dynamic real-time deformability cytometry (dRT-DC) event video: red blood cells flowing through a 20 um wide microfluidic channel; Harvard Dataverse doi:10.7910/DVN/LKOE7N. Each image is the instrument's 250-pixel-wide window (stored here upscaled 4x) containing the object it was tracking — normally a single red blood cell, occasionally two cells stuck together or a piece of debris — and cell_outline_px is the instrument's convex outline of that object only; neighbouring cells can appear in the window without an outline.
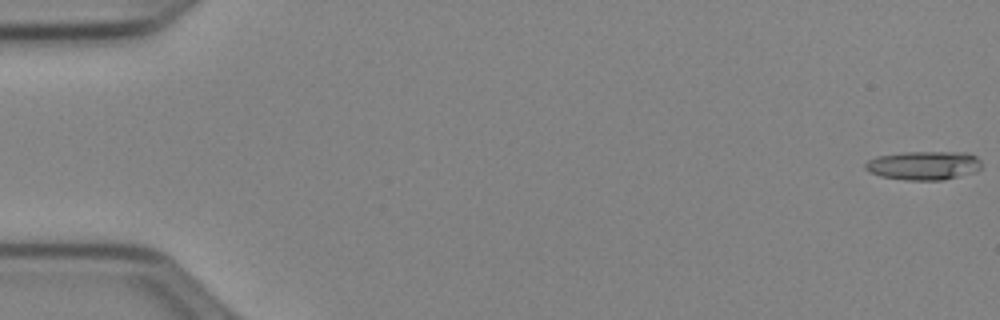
{"species": "Egyptian fruit bat (a non-hibernating species)", "species_latin": "Rousettus aegyptiacus", "temperature_condition": "cold", "stored_images_in_passage": 53, "camera_frame_rate_fps": 3000, "um_per_image_px": 0.085, "animal": {"sex": "female"}, "frame": {"image": 1, "passage_image": 1, "time_ms": 0.0, "image_size_px": [1000, 320], "cell_outline_px": [[980, 168], [976, 172], [944, 180], [904, 180], [880, 176], [868, 172], [864, 168], [864, 164], [868, 160], [876, 156], [904, 152], [968, 152], [976, 156], [980, 160]], "centroid_in_image_um": [78.5, 14.06], "position_along_channel_um": 6.5, "area_um2": 19.77}}
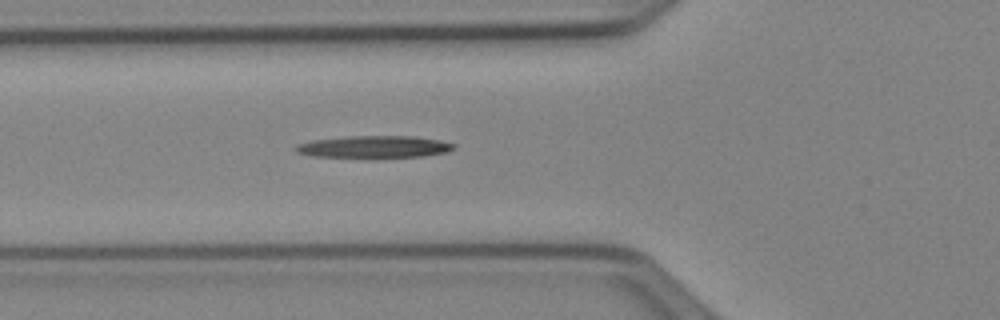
{"frame": {"image": 2, "passage_image": 20, "time_ms": 6.333, "image_size_px": [1000, 320], "cell_outline_px": [[456, 148], [444, 152], [424, 156], [372, 160], [312, 156], [296, 152], [292, 148], [296, 144], [312, 140], [348, 136], [412, 136], [440, 140], [456, 144]], "centroid_in_image_um": [31.74, 12.52], "position_along_channel_um": 94.1, "area_um2": 21.5}}
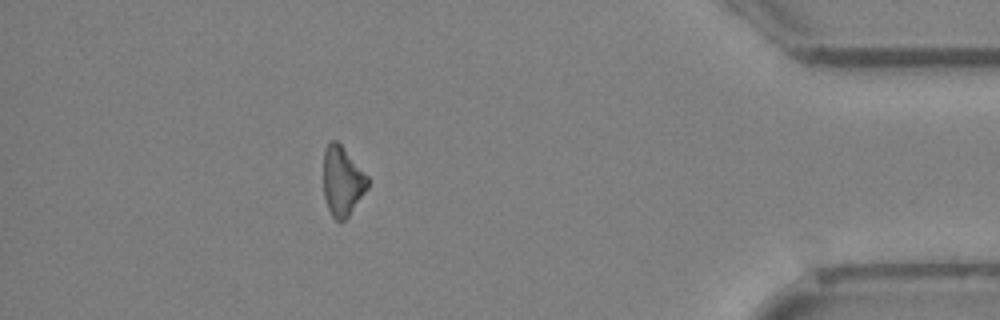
{"frame": {"image": 3, "passage_image": 47, "time_ms": 15.333, "image_size_px": [1000, 320], "cell_outline_px": [[368, 188], [348, 216], [344, 220], [336, 220], [332, 216], [328, 208], [324, 196], [324, 148], [332, 140], [336, 140], [344, 148], [368, 176]], "centroid_in_image_um": [29.1, 15.38], "position_along_channel_um": 406.1, "area_um2": 17.69}}